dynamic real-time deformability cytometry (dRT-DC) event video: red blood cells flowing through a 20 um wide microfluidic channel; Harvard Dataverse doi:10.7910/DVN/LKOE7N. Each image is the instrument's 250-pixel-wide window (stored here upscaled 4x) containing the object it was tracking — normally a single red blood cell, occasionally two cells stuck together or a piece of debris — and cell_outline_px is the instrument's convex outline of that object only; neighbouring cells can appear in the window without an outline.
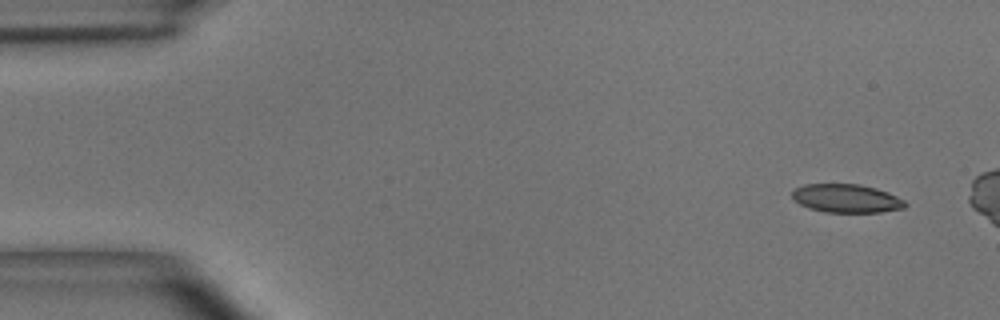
{"species": "common noctule bat (a hibernating species)", "species_latin": "Nyctalus noctula", "temperature_condition": "room temperature", "stored_images_in_passage": 13, "camera_frame_rate_fps": 3000, "um_per_image_px": 0.085, "animal": {"sex": "male", "body_mass_g": 15.6}, "frame": {"image": 1, "passage_image": 3, "time_ms": 0.667, "image_size_px": [1000, 320], "cell_outline_px": [[908, 204], [904, 208], [880, 212], [824, 212], [808, 208], [800, 204], [792, 196], [792, 192], [796, 188], [804, 184], [860, 184], [876, 188], [888, 192], [904, 200]], "centroid_in_image_um": [71.96, 16.86], "position_along_channel_um": 13.0, "area_um2": 18.73}}